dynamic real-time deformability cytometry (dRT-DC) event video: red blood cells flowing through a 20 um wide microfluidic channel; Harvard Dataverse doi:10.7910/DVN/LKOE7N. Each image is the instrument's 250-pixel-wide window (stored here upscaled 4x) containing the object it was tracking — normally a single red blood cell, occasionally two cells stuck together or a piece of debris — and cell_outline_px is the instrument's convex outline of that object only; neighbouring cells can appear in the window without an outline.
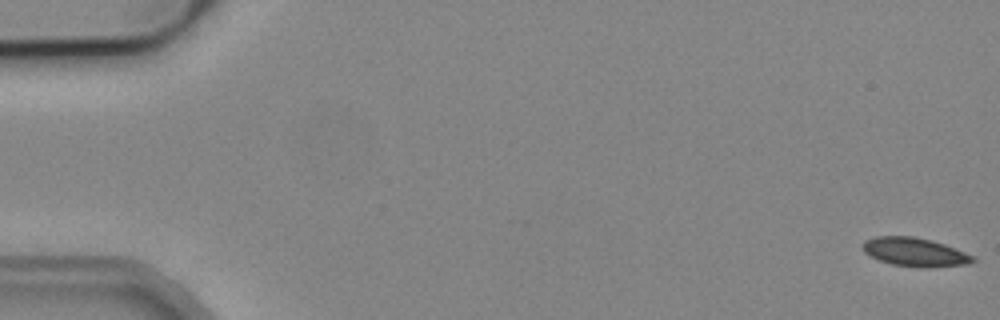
{"species": "common noctule bat (a hibernating species)", "species_latin": "Nyctalus noctula", "temperature_condition": "cold", "stored_images_in_passage": 53, "camera_frame_rate_fps": 3000, "um_per_image_px": 0.085, "animal": {"sex": "male", "body_mass_g": 19.2, "forearm_length_mm": 51.8}, "frame": {"image": 1, "passage_image": 1, "time_ms": 0.0, "image_size_px": [1000, 320], "cell_outline_px": [[976, 260], [972, 264], [928, 268], [920, 268], [892, 264], [880, 260], [864, 252], [860, 244], [864, 240], [876, 236], [912, 236], [932, 240], [944, 244], [976, 256]], "centroid_in_image_um": [77.8, 21.43], "position_along_channel_um": 7.2, "area_um2": 18.73}}
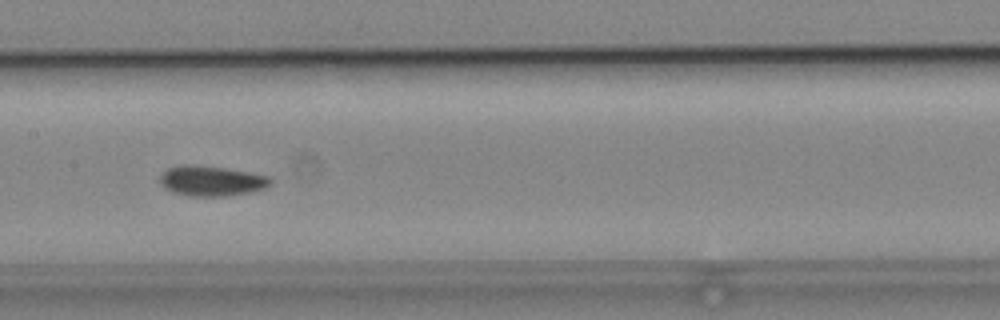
{"frame": {"image": 2, "passage_image": 27, "time_ms": 8.667, "image_size_px": [1000, 320], "cell_outline_px": [[272, 184], [264, 188], [252, 192], [224, 196], [188, 196], [172, 192], [164, 188], [160, 184], [160, 176], [168, 168], [180, 164], [192, 164], [224, 168], [272, 176]], "centroid_in_image_um": [17.98, 15.37], "position_along_channel_um": 189.4, "area_um2": 19.65}}
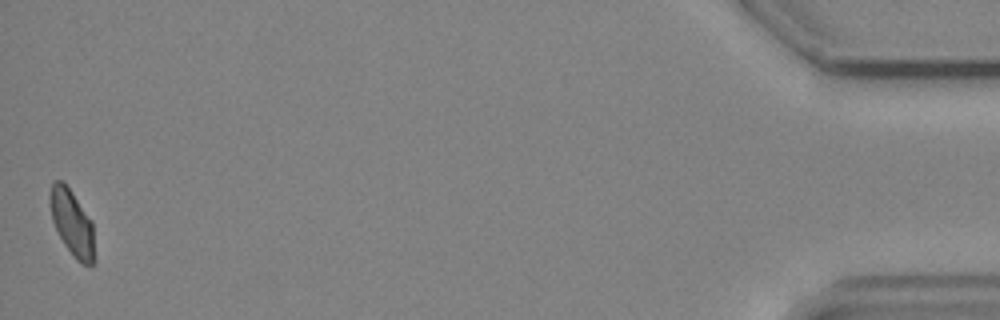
{"frame": {"image": 3, "passage_image": 53, "time_ms": 17.333, "image_size_px": [1000, 320], "cell_outline_px": [[96, 264], [92, 268], [76, 260], [64, 244], [52, 220], [48, 196], [52, 184], [56, 180], [64, 180], [92, 220], [96, 260]], "centroid_in_image_um": [6.16, 18.98], "position_along_channel_um": 429.0, "area_um2": 17.63}, "authors_computed_cell_mechanics": {"area_um2": 18.6116, "velocity_mm_per_s": 3.8719, "shape_relaxation_time_tau1_ms": null, "shape_relaxation_time_tau2_ms": 3.5585, "deformation_change_tau1": null, "deformation_change_tau2": 0.0353}}